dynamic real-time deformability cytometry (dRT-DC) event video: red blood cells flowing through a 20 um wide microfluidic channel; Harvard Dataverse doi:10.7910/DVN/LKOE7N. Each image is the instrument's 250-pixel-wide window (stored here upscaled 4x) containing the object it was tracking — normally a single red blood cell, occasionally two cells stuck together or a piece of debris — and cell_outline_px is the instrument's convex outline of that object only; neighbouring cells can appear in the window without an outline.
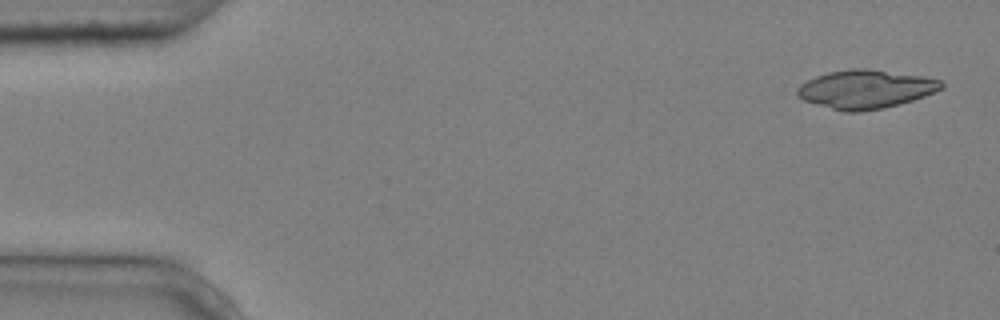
{"species": "common noctule bat (a hibernating species)", "species_latin": "Nyctalus noctula", "temperature_condition": "cold", "stored_images_in_passage": 5, "camera_frame_rate_fps": 3000, "um_per_image_px": 0.085, "animal": {"sex": "male", "body_mass_g": 20.4}, "frame": {"image": 1, "passage_image": 1, "time_ms": 0.0, "image_size_px": [1000, 320], "cell_outline_px": [[944, 88], [924, 96], [912, 100], [884, 108], [860, 112], [844, 112], [816, 104], [804, 100], [796, 96], [796, 88], [800, 84], [816, 76], [828, 72], [848, 68], [868, 68], [924, 76], [944, 80]], "centroid_in_image_um": [73.58, 7.57], "position_along_channel_um": 11.4, "area_um2": 32.71}}